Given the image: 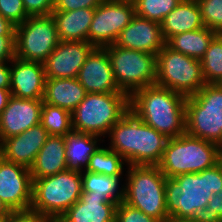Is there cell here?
I'll return each instance as SVG.
<instances>
[{"mask_svg": "<svg viewBox=\"0 0 222 222\" xmlns=\"http://www.w3.org/2000/svg\"><path fill=\"white\" fill-rule=\"evenodd\" d=\"M0 222H7V217L0 218Z\"/></svg>", "mask_w": 222, "mask_h": 222, "instance_id": "cell-46", "label": "cell"}, {"mask_svg": "<svg viewBox=\"0 0 222 222\" xmlns=\"http://www.w3.org/2000/svg\"><path fill=\"white\" fill-rule=\"evenodd\" d=\"M121 178L82 170V191L94 192L106 200L119 203L124 198V186L120 187Z\"/></svg>", "mask_w": 222, "mask_h": 222, "instance_id": "cell-27", "label": "cell"}, {"mask_svg": "<svg viewBox=\"0 0 222 222\" xmlns=\"http://www.w3.org/2000/svg\"><path fill=\"white\" fill-rule=\"evenodd\" d=\"M104 0H55L53 11H74L77 9L96 8Z\"/></svg>", "mask_w": 222, "mask_h": 222, "instance_id": "cell-37", "label": "cell"}, {"mask_svg": "<svg viewBox=\"0 0 222 222\" xmlns=\"http://www.w3.org/2000/svg\"><path fill=\"white\" fill-rule=\"evenodd\" d=\"M135 15L132 1L104 0L95 8L88 32V42L100 48L113 45L120 32Z\"/></svg>", "mask_w": 222, "mask_h": 222, "instance_id": "cell-12", "label": "cell"}, {"mask_svg": "<svg viewBox=\"0 0 222 222\" xmlns=\"http://www.w3.org/2000/svg\"><path fill=\"white\" fill-rule=\"evenodd\" d=\"M155 84L188 97L196 94L206 82L199 59L165 45L156 55Z\"/></svg>", "mask_w": 222, "mask_h": 222, "instance_id": "cell-9", "label": "cell"}, {"mask_svg": "<svg viewBox=\"0 0 222 222\" xmlns=\"http://www.w3.org/2000/svg\"><path fill=\"white\" fill-rule=\"evenodd\" d=\"M15 57V36H0V61L10 62Z\"/></svg>", "mask_w": 222, "mask_h": 222, "instance_id": "cell-39", "label": "cell"}, {"mask_svg": "<svg viewBox=\"0 0 222 222\" xmlns=\"http://www.w3.org/2000/svg\"><path fill=\"white\" fill-rule=\"evenodd\" d=\"M114 44L121 48L157 55L166 45V41L160 23L135 15L120 32Z\"/></svg>", "mask_w": 222, "mask_h": 222, "instance_id": "cell-17", "label": "cell"}, {"mask_svg": "<svg viewBox=\"0 0 222 222\" xmlns=\"http://www.w3.org/2000/svg\"><path fill=\"white\" fill-rule=\"evenodd\" d=\"M49 136L47 130L38 124L19 135L2 140V158L30 168Z\"/></svg>", "mask_w": 222, "mask_h": 222, "instance_id": "cell-19", "label": "cell"}, {"mask_svg": "<svg viewBox=\"0 0 222 222\" xmlns=\"http://www.w3.org/2000/svg\"><path fill=\"white\" fill-rule=\"evenodd\" d=\"M59 41L52 15L29 16L15 27V57L44 63Z\"/></svg>", "mask_w": 222, "mask_h": 222, "instance_id": "cell-11", "label": "cell"}, {"mask_svg": "<svg viewBox=\"0 0 222 222\" xmlns=\"http://www.w3.org/2000/svg\"><path fill=\"white\" fill-rule=\"evenodd\" d=\"M191 220L195 222H222V190L210 198L206 208H197Z\"/></svg>", "mask_w": 222, "mask_h": 222, "instance_id": "cell-33", "label": "cell"}, {"mask_svg": "<svg viewBox=\"0 0 222 222\" xmlns=\"http://www.w3.org/2000/svg\"><path fill=\"white\" fill-rule=\"evenodd\" d=\"M40 124L49 135L66 136L73 132L72 113L43 102Z\"/></svg>", "mask_w": 222, "mask_h": 222, "instance_id": "cell-29", "label": "cell"}, {"mask_svg": "<svg viewBox=\"0 0 222 222\" xmlns=\"http://www.w3.org/2000/svg\"><path fill=\"white\" fill-rule=\"evenodd\" d=\"M30 211L56 222L82 194V171L68 169L52 176L32 179Z\"/></svg>", "mask_w": 222, "mask_h": 222, "instance_id": "cell-6", "label": "cell"}, {"mask_svg": "<svg viewBox=\"0 0 222 222\" xmlns=\"http://www.w3.org/2000/svg\"><path fill=\"white\" fill-rule=\"evenodd\" d=\"M182 0H134L135 14L161 23Z\"/></svg>", "mask_w": 222, "mask_h": 222, "instance_id": "cell-31", "label": "cell"}, {"mask_svg": "<svg viewBox=\"0 0 222 222\" xmlns=\"http://www.w3.org/2000/svg\"><path fill=\"white\" fill-rule=\"evenodd\" d=\"M200 62L206 84L222 83V34L212 39Z\"/></svg>", "mask_w": 222, "mask_h": 222, "instance_id": "cell-30", "label": "cell"}, {"mask_svg": "<svg viewBox=\"0 0 222 222\" xmlns=\"http://www.w3.org/2000/svg\"><path fill=\"white\" fill-rule=\"evenodd\" d=\"M125 159L108 147H99L88 160L85 171L106 176L121 177Z\"/></svg>", "mask_w": 222, "mask_h": 222, "instance_id": "cell-28", "label": "cell"}, {"mask_svg": "<svg viewBox=\"0 0 222 222\" xmlns=\"http://www.w3.org/2000/svg\"><path fill=\"white\" fill-rule=\"evenodd\" d=\"M15 27L0 14V36H15Z\"/></svg>", "mask_w": 222, "mask_h": 222, "instance_id": "cell-41", "label": "cell"}, {"mask_svg": "<svg viewBox=\"0 0 222 222\" xmlns=\"http://www.w3.org/2000/svg\"><path fill=\"white\" fill-rule=\"evenodd\" d=\"M55 0H23L28 16L51 15L54 10Z\"/></svg>", "mask_w": 222, "mask_h": 222, "instance_id": "cell-36", "label": "cell"}, {"mask_svg": "<svg viewBox=\"0 0 222 222\" xmlns=\"http://www.w3.org/2000/svg\"><path fill=\"white\" fill-rule=\"evenodd\" d=\"M93 48L87 41H59L43 63L46 78H77Z\"/></svg>", "mask_w": 222, "mask_h": 222, "instance_id": "cell-15", "label": "cell"}, {"mask_svg": "<svg viewBox=\"0 0 222 222\" xmlns=\"http://www.w3.org/2000/svg\"><path fill=\"white\" fill-rule=\"evenodd\" d=\"M9 64H12L10 65L11 95L17 98L43 99L46 81L44 64L16 57Z\"/></svg>", "mask_w": 222, "mask_h": 222, "instance_id": "cell-18", "label": "cell"}, {"mask_svg": "<svg viewBox=\"0 0 222 222\" xmlns=\"http://www.w3.org/2000/svg\"><path fill=\"white\" fill-rule=\"evenodd\" d=\"M0 61V88H10V66Z\"/></svg>", "mask_w": 222, "mask_h": 222, "instance_id": "cell-40", "label": "cell"}, {"mask_svg": "<svg viewBox=\"0 0 222 222\" xmlns=\"http://www.w3.org/2000/svg\"><path fill=\"white\" fill-rule=\"evenodd\" d=\"M7 222H53L50 218L41 214L26 211V212H12L7 217Z\"/></svg>", "mask_w": 222, "mask_h": 222, "instance_id": "cell-38", "label": "cell"}, {"mask_svg": "<svg viewBox=\"0 0 222 222\" xmlns=\"http://www.w3.org/2000/svg\"><path fill=\"white\" fill-rule=\"evenodd\" d=\"M222 160V148L213 142L190 136L186 132L169 138L157 165L166 178L199 173Z\"/></svg>", "mask_w": 222, "mask_h": 222, "instance_id": "cell-4", "label": "cell"}, {"mask_svg": "<svg viewBox=\"0 0 222 222\" xmlns=\"http://www.w3.org/2000/svg\"><path fill=\"white\" fill-rule=\"evenodd\" d=\"M95 8L52 11L60 41H87Z\"/></svg>", "mask_w": 222, "mask_h": 222, "instance_id": "cell-24", "label": "cell"}, {"mask_svg": "<svg viewBox=\"0 0 222 222\" xmlns=\"http://www.w3.org/2000/svg\"><path fill=\"white\" fill-rule=\"evenodd\" d=\"M10 88H0V114L7 106L9 98L11 97Z\"/></svg>", "mask_w": 222, "mask_h": 222, "instance_id": "cell-42", "label": "cell"}, {"mask_svg": "<svg viewBox=\"0 0 222 222\" xmlns=\"http://www.w3.org/2000/svg\"><path fill=\"white\" fill-rule=\"evenodd\" d=\"M169 222H195L191 219L170 220Z\"/></svg>", "mask_w": 222, "mask_h": 222, "instance_id": "cell-44", "label": "cell"}, {"mask_svg": "<svg viewBox=\"0 0 222 222\" xmlns=\"http://www.w3.org/2000/svg\"><path fill=\"white\" fill-rule=\"evenodd\" d=\"M32 189L29 168L0 158V199L12 212L30 211Z\"/></svg>", "mask_w": 222, "mask_h": 222, "instance_id": "cell-13", "label": "cell"}, {"mask_svg": "<svg viewBox=\"0 0 222 222\" xmlns=\"http://www.w3.org/2000/svg\"><path fill=\"white\" fill-rule=\"evenodd\" d=\"M204 26L222 33V0H196Z\"/></svg>", "mask_w": 222, "mask_h": 222, "instance_id": "cell-32", "label": "cell"}, {"mask_svg": "<svg viewBox=\"0 0 222 222\" xmlns=\"http://www.w3.org/2000/svg\"><path fill=\"white\" fill-rule=\"evenodd\" d=\"M98 136L72 132L66 135V159L69 169L85 170L89 157L100 147Z\"/></svg>", "mask_w": 222, "mask_h": 222, "instance_id": "cell-26", "label": "cell"}, {"mask_svg": "<svg viewBox=\"0 0 222 222\" xmlns=\"http://www.w3.org/2000/svg\"><path fill=\"white\" fill-rule=\"evenodd\" d=\"M217 34L216 31L204 27L172 36L166 41V45L174 51L200 60Z\"/></svg>", "mask_w": 222, "mask_h": 222, "instance_id": "cell-25", "label": "cell"}, {"mask_svg": "<svg viewBox=\"0 0 222 222\" xmlns=\"http://www.w3.org/2000/svg\"><path fill=\"white\" fill-rule=\"evenodd\" d=\"M128 110L126 93H87L72 112L73 132L104 137Z\"/></svg>", "mask_w": 222, "mask_h": 222, "instance_id": "cell-7", "label": "cell"}, {"mask_svg": "<svg viewBox=\"0 0 222 222\" xmlns=\"http://www.w3.org/2000/svg\"><path fill=\"white\" fill-rule=\"evenodd\" d=\"M185 132L222 148V86L205 84L186 98Z\"/></svg>", "mask_w": 222, "mask_h": 222, "instance_id": "cell-8", "label": "cell"}, {"mask_svg": "<svg viewBox=\"0 0 222 222\" xmlns=\"http://www.w3.org/2000/svg\"><path fill=\"white\" fill-rule=\"evenodd\" d=\"M160 24L165 41L172 36L205 27L196 0H182Z\"/></svg>", "mask_w": 222, "mask_h": 222, "instance_id": "cell-22", "label": "cell"}, {"mask_svg": "<svg viewBox=\"0 0 222 222\" xmlns=\"http://www.w3.org/2000/svg\"><path fill=\"white\" fill-rule=\"evenodd\" d=\"M0 158H2V140L0 137Z\"/></svg>", "mask_w": 222, "mask_h": 222, "instance_id": "cell-45", "label": "cell"}, {"mask_svg": "<svg viewBox=\"0 0 222 222\" xmlns=\"http://www.w3.org/2000/svg\"><path fill=\"white\" fill-rule=\"evenodd\" d=\"M186 98L154 84L138 89L129 96V110L158 132L174 138L185 133Z\"/></svg>", "mask_w": 222, "mask_h": 222, "instance_id": "cell-1", "label": "cell"}, {"mask_svg": "<svg viewBox=\"0 0 222 222\" xmlns=\"http://www.w3.org/2000/svg\"><path fill=\"white\" fill-rule=\"evenodd\" d=\"M43 99H26L11 96L0 114L1 140L19 135L40 124Z\"/></svg>", "mask_w": 222, "mask_h": 222, "instance_id": "cell-16", "label": "cell"}, {"mask_svg": "<svg viewBox=\"0 0 222 222\" xmlns=\"http://www.w3.org/2000/svg\"><path fill=\"white\" fill-rule=\"evenodd\" d=\"M123 202L160 222H169L165 185L166 177L158 166H128Z\"/></svg>", "mask_w": 222, "mask_h": 222, "instance_id": "cell-5", "label": "cell"}, {"mask_svg": "<svg viewBox=\"0 0 222 222\" xmlns=\"http://www.w3.org/2000/svg\"><path fill=\"white\" fill-rule=\"evenodd\" d=\"M116 202L94 192H84L56 222H115Z\"/></svg>", "mask_w": 222, "mask_h": 222, "instance_id": "cell-20", "label": "cell"}, {"mask_svg": "<svg viewBox=\"0 0 222 222\" xmlns=\"http://www.w3.org/2000/svg\"><path fill=\"white\" fill-rule=\"evenodd\" d=\"M11 213H12V211L0 199V218L8 217Z\"/></svg>", "mask_w": 222, "mask_h": 222, "instance_id": "cell-43", "label": "cell"}, {"mask_svg": "<svg viewBox=\"0 0 222 222\" xmlns=\"http://www.w3.org/2000/svg\"><path fill=\"white\" fill-rule=\"evenodd\" d=\"M0 14L15 26L22 24L29 17L23 0H0Z\"/></svg>", "mask_w": 222, "mask_h": 222, "instance_id": "cell-34", "label": "cell"}, {"mask_svg": "<svg viewBox=\"0 0 222 222\" xmlns=\"http://www.w3.org/2000/svg\"><path fill=\"white\" fill-rule=\"evenodd\" d=\"M115 222H160L121 201L117 204Z\"/></svg>", "mask_w": 222, "mask_h": 222, "instance_id": "cell-35", "label": "cell"}, {"mask_svg": "<svg viewBox=\"0 0 222 222\" xmlns=\"http://www.w3.org/2000/svg\"><path fill=\"white\" fill-rule=\"evenodd\" d=\"M107 49L118 88L130 96L138 89L155 84L156 55L121 48L115 44Z\"/></svg>", "mask_w": 222, "mask_h": 222, "instance_id": "cell-10", "label": "cell"}, {"mask_svg": "<svg viewBox=\"0 0 222 222\" xmlns=\"http://www.w3.org/2000/svg\"><path fill=\"white\" fill-rule=\"evenodd\" d=\"M29 169L32 179H41L68 170L66 136L49 135Z\"/></svg>", "mask_w": 222, "mask_h": 222, "instance_id": "cell-21", "label": "cell"}, {"mask_svg": "<svg viewBox=\"0 0 222 222\" xmlns=\"http://www.w3.org/2000/svg\"><path fill=\"white\" fill-rule=\"evenodd\" d=\"M109 148L127 165L157 166L169 138L137 118L130 110L110 129Z\"/></svg>", "mask_w": 222, "mask_h": 222, "instance_id": "cell-2", "label": "cell"}, {"mask_svg": "<svg viewBox=\"0 0 222 222\" xmlns=\"http://www.w3.org/2000/svg\"><path fill=\"white\" fill-rule=\"evenodd\" d=\"M222 190V160L199 173L166 178L165 198L170 220L191 219L197 208H206L210 198Z\"/></svg>", "mask_w": 222, "mask_h": 222, "instance_id": "cell-3", "label": "cell"}, {"mask_svg": "<svg viewBox=\"0 0 222 222\" xmlns=\"http://www.w3.org/2000/svg\"><path fill=\"white\" fill-rule=\"evenodd\" d=\"M86 94L77 78H46L43 102L72 113Z\"/></svg>", "mask_w": 222, "mask_h": 222, "instance_id": "cell-23", "label": "cell"}, {"mask_svg": "<svg viewBox=\"0 0 222 222\" xmlns=\"http://www.w3.org/2000/svg\"><path fill=\"white\" fill-rule=\"evenodd\" d=\"M77 79L87 93H125L116 84L106 48L94 47L91 50Z\"/></svg>", "mask_w": 222, "mask_h": 222, "instance_id": "cell-14", "label": "cell"}]
</instances>
